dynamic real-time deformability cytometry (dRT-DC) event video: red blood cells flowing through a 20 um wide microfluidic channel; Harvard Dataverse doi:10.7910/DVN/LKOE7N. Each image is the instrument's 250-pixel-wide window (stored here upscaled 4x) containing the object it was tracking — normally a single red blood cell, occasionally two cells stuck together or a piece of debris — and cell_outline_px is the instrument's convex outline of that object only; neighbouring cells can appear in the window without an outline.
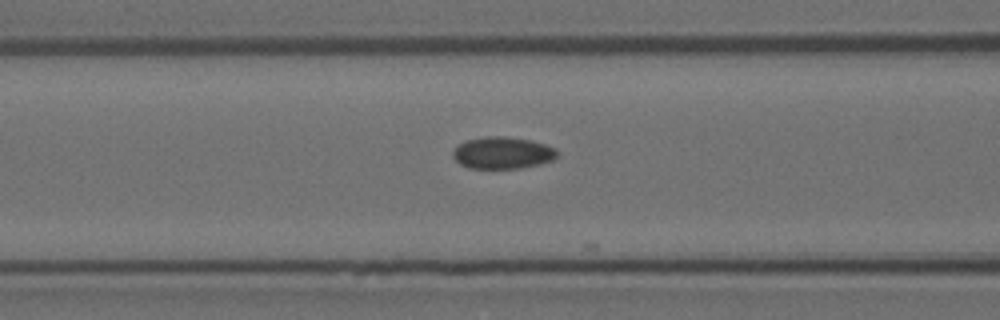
{"species": "Egyptian fruit bat (a non-hibernating species)", "species_latin": "Rousettus aegyptiacus", "temperature_condition": "room temperature", "stored_images_in_passage": 7, "camera_frame_rate_fps": 3000, "um_per_image_px": 0.085, "animal": {"sex": "female"}, "frame": {"image": 1, "passage_image": 5, "time_ms": 1.333, "image_size_px": [1000, 320], "cell_outline_px": [[560, 152], [552, 160], [540, 164], [520, 168], [468, 168], [460, 164], [452, 156], [452, 152], [464, 140], [488, 136], [504, 136], [532, 140], [556, 148]], "centroid_in_image_um": [42.73, 12.99], "position_along_channel_um": 123.9, "area_um2": 19.48}}